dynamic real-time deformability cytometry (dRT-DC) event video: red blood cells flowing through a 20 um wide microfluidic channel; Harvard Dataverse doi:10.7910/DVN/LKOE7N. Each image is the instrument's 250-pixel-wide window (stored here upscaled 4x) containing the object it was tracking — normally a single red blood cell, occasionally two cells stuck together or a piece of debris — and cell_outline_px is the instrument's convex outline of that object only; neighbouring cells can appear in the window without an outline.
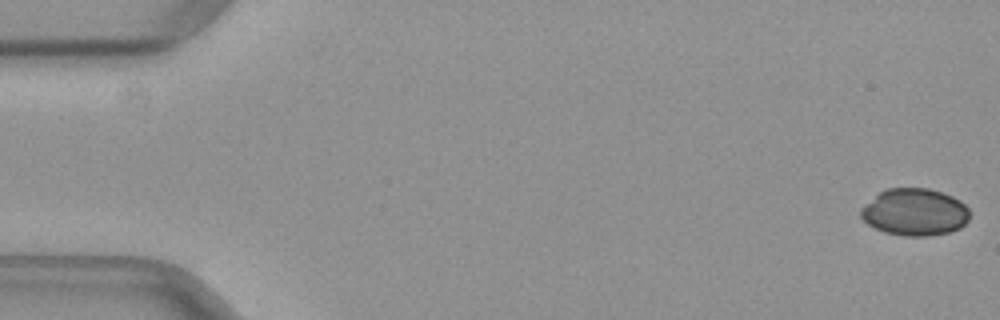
{"species": "common noctule bat (a hibernating species)", "species_latin": "Nyctalus noctula", "temperature_condition": "warm", "stored_images_in_passage": 50, "camera_frame_rate_fps": 3000, "um_per_image_px": 0.085, "animal": {"sex": "female", "body_mass_g": 29.2, "forearm_length_mm": 56.3}, "frame": {"image": 1, "passage_image": 1, "time_ms": 0.0, "image_size_px": [1000, 320], "cell_outline_px": [[968, 220], [960, 228], [948, 232], [928, 236], [904, 236], [884, 232], [868, 224], [860, 216], [860, 208], [864, 204], [880, 192], [888, 188], [928, 188], [952, 196], [960, 200], [968, 208]], "centroid_in_image_um": [77.73, 18.03], "position_along_channel_um": 7.3, "area_um2": 29.82}}
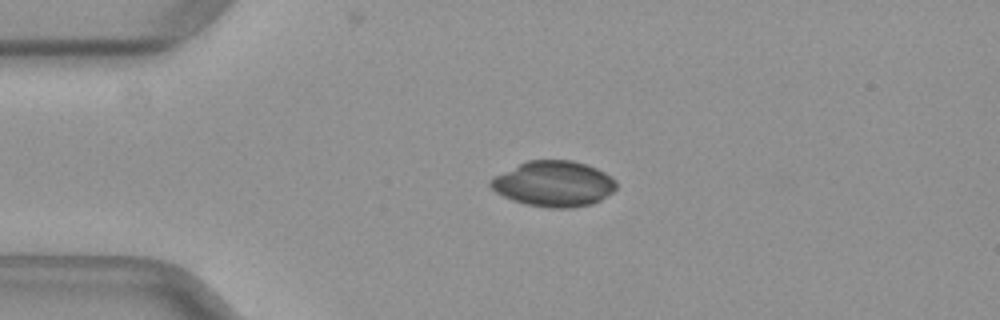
{"frame": {"image": 2, "passage_image": 12, "time_ms": 3.667, "image_size_px": [1000, 320], "cell_outline_px": [[616, 188], [612, 192], [600, 200], [592, 204], [572, 208], [548, 208], [524, 204], [512, 200], [496, 192], [488, 184], [488, 180], [492, 176], [528, 160], [572, 160], [596, 168], [604, 172], [616, 180]], "centroid_in_image_um": [47.04, 15.63], "position_along_channel_um": 38.0, "area_um2": 33.52}}